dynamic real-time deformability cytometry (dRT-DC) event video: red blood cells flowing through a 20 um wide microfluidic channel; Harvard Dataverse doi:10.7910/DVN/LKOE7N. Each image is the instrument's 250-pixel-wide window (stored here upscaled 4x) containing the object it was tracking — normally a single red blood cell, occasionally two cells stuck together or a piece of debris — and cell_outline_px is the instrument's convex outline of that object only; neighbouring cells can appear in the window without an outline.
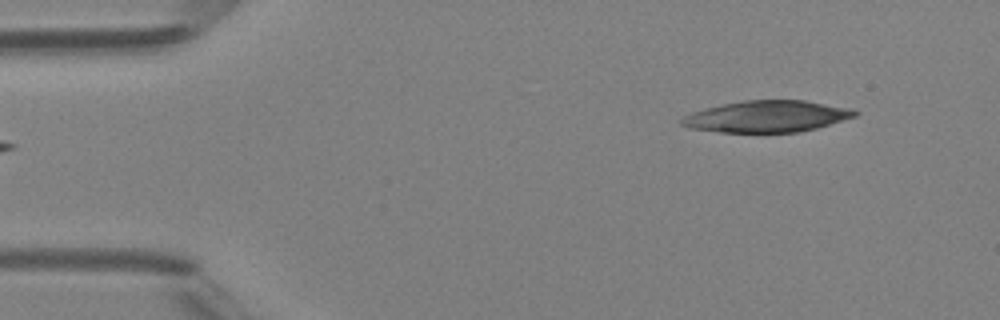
{"species": "Egyptian fruit bat (a non-hibernating species)", "species_latin": "Rousettus aegyptiacus", "temperature_condition": "room temperature", "stored_images_in_passage": 5, "camera_frame_rate_fps": 3000, "um_per_image_px": 0.085, "animal": {"sex": "female"}, "frame": {"image": 1, "passage_image": 5, "time_ms": 5.333, "image_size_px": [1000, 320], "cell_outline_px": [[860, 112], [856, 116], [816, 128], [800, 132], [720, 132], [688, 128], [680, 124], [680, 120], [684, 116], [692, 112], [704, 108], [744, 100], [804, 100], [852, 108]], "centroid_in_image_um": [65.18, 9.89], "position_along_channel_um": 19.8, "area_um2": 31.85}}